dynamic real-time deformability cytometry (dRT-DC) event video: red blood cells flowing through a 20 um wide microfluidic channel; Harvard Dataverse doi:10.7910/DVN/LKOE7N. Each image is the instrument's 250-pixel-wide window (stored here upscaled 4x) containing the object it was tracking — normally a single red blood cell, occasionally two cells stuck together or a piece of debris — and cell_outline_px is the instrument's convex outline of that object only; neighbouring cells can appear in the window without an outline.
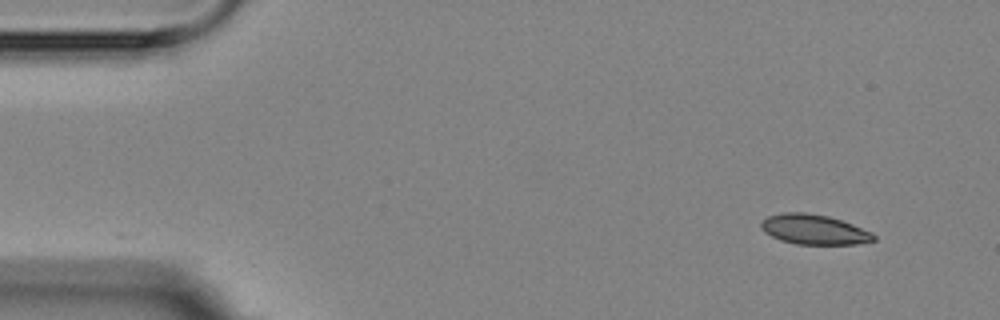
{"species": "Egyptian fruit bat (a non-hibernating species)", "species_latin": "Rousettus aegyptiacus", "temperature_condition": "room temperature", "stored_images_in_passage": 2, "camera_frame_rate_fps": 3000, "um_per_image_px": 0.085, "animal": {"sex": "female"}, "frame": {"image": 1, "passage_image": 1, "time_ms": 0.0, "image_size_px": [1000, 320], "cell_outline_px": [[876, 240], [856, 244], [796, 244], [780, 240], [764, 232], [760, 224], [768, 216], [784, 212], [804, 212], [828, 216], [852, 224], [872, 232], [876, 236]], "centroid_in_image_um": [69.2, 19.51], "position_along_channel_um": 15.8, "area_um2": 19.54}}